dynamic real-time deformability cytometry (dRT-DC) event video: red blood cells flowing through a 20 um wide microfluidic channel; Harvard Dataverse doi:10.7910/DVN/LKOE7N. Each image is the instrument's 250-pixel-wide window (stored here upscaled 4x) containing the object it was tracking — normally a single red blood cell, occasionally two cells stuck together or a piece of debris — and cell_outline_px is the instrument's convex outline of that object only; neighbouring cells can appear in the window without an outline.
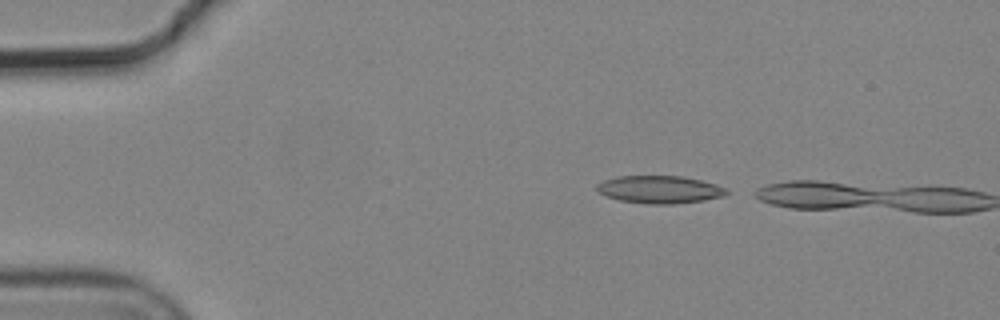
{"species": "common noctule bat (a hibernating species)", "species_latin": "Nyctalus noctula", "temperature_condition": "cold", "stored_images_in_passage": 2, "camera_frame_rate_fps": 3000, "um_per_image_px": 0.085, "animal": {"sex": "male", "body_mass_g": 19.2, "forearm_length_mm": 51.8}, "frame": {"image": 1, "passage_image": 1, "time_ms": 0.0, "image_size_px": [1000, 320], "cell_outline_px": [[728, 192], [724, 196], [704, 200], [672, 204], [648, 204], [620, 200], [604, 196], [596, 192], [596, 184], [604, 180], [616, 176], [684, 176], [716, 184], [728, 188]], "centroid_in_image_um": [56.04, 16.1], "position_along_channel_um": 29.0, "area_um2": 21.1}}